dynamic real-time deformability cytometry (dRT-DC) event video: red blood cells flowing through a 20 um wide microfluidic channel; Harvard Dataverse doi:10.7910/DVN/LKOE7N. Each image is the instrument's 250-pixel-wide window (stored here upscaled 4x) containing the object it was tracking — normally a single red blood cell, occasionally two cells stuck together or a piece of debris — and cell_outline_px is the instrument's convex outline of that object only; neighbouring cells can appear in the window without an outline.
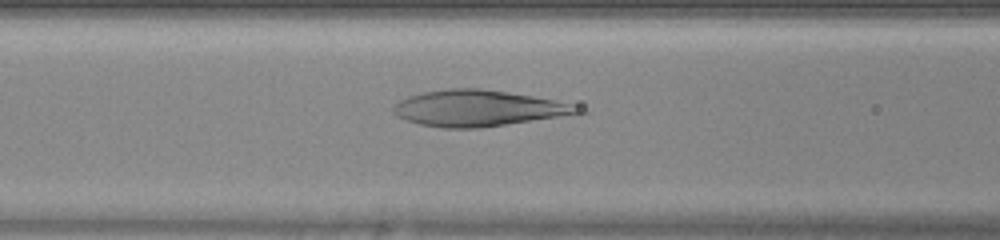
{"species": "human", "species_latin": "Homo sapiens", "temperature_condition": "warm", "stored_images_in_passage": 36, "camera_frame_rate_fps": 3000, "um_per_image_px": 0.085, "donor": {"sex": "female"}, "frame": {"image": 1, "passage_image": 11, "time_ms": 3.333, "image_size_px": [1000, 240], "cell_outline_px": [[588, 112], [480, 128], [444, 128], [420, 124], [404, 120], [396, 116], [392, 112], [392, 108], [400, 100], [408, 96], [424, 92], [448, 88], [480, 88], [508, 92], [580, 104]], "centroid_in_image_um": [40.69, 9.2], "position_along_channel_um": 125.9, "area_um2": 39.07}}
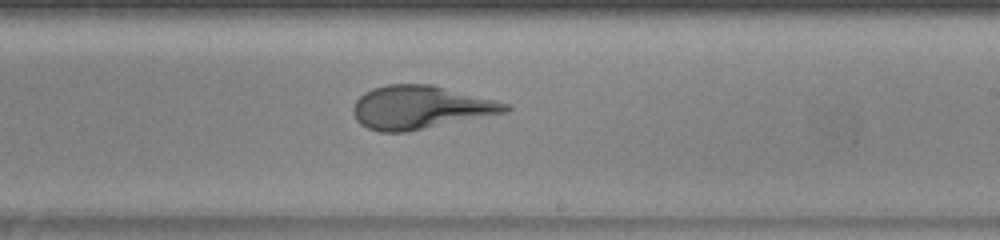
{"frame": {"image": 2, "passage_image": 20, "time_ms": 6.333, "image_size_px": [1000, 240], "cell_outline_px": [[512, 108], [508, 112], [404, 132], [380, 132], [368, 128], [360, 124], [356, 120], [352, 112], [352, 108], [356, 100], [364, 92], [372, 88], [388, 84], [432, 84], [496, 100], [508, 104]], "centroid_in_image_um": [35.71, 9.12], "position_along_channel_um": 253.3, "area_um2": 38.32}}
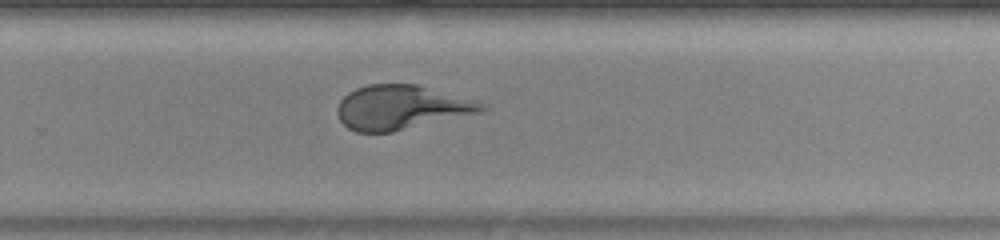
{"frame": {"image": 3, "passage_image": 23, "time_ms": 7.333, "image_size_px": [1000, 240], "cell_outline_px": [[488, 108], [484, 112], [392, 132], [356, 132], [348, 128], [340, 120], [336, 112], [336, 108], [340, 100], [348, 92], [356, 88], [368, 84], [416, 84], [480, 100], [488, 104]], "centroid_in_image_um": [34.18, 9.12], "position_along_channel_um": 295.6, "area_um2": 37.86}}